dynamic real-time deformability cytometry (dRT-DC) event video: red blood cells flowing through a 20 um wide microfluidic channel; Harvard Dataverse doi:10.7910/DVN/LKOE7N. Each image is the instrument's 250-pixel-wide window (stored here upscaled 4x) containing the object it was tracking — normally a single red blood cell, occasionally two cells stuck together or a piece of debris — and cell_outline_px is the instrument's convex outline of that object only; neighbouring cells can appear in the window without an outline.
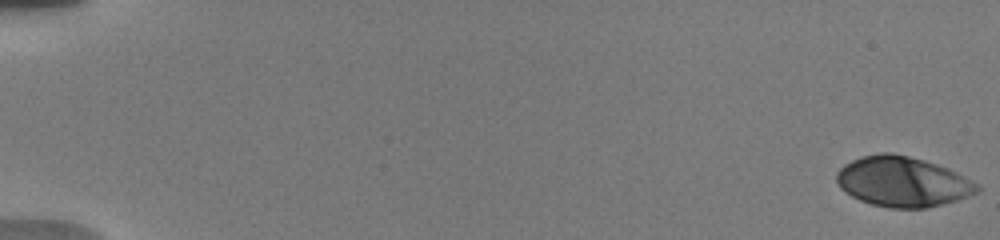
{"species": "human", "species_latin": "Homo sapiens", "temperature_condition": "warm", "stored_images_in_passage": 62, "camera_frame_rate_fps": 3000, "um_per_image_px": 0.085, "donor": {"sex": "male"}, "frame": {"image": 1, "passage_image": 1, "time_ms": 0.0, "image_size_px": [1000, 240], "cell_outline_px": [[980, 192], [956, 200], [924, 208], [888, 208], [872, 204], [860, 200], [844, 192], [840, 188], [836, 180], [836, 172], [844, 164], [860, 156], [880, 152], [892, 152], [924, 160], [948, 168], [980, 184]], "centroid_in_image_um": [76.71, 15.43], "position_along_channel_um": 8.3, "area_um2": 41.21}}
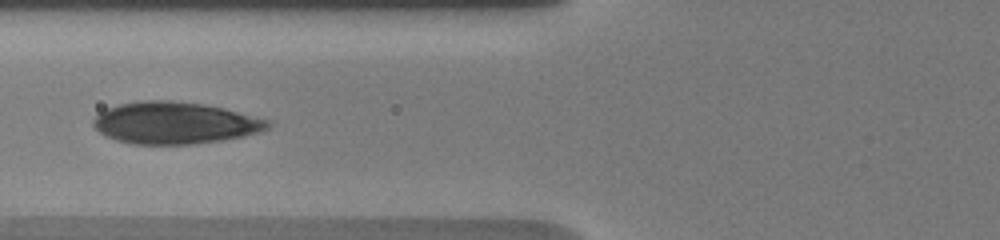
{"frame": {"image": 2, "passage_image": 19, "time_ms": 7.667, "image_size_px": [1000, 240], "cell_outline_px": [[272, 124], [268, 128], [260, 132], [244, 136], [224, 140], [196, 144], [132, 144], [116, 140], [100, 132], [92, 124], [92, 120], [104, 108], [120, 104], [140, 100], [172, 100], [204, 104], [224, 108], [272, 120]], "centroid_in_image_um": [14.89, 10.44], "position_along_channel_um": 110.9, "area_um2": 43.0}}
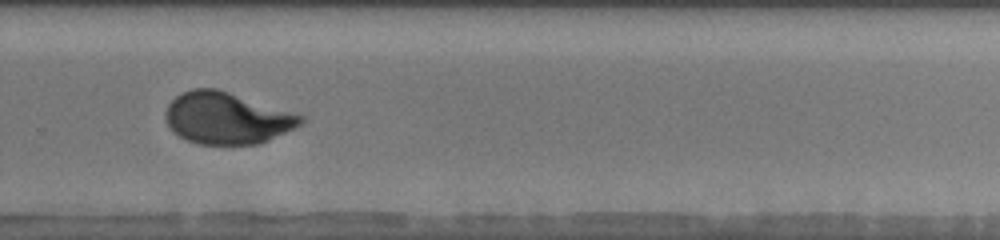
{"frame": {"image": 3, "passage_image": 32, "time_ms": 13.0, "image_size_px": [1000, 240], "cell_outline_px": [[304, 120], [300, 124], [260, 144], [200, 144], [188, 140], [180, 136], [168, 124], [164, 116], [164, 112], [168, 104], [176, 96], [192, 88], [216, 88], [304, 116]], "centroid_in_image_um": [19.24, 10.03], "position_along_channel_um": 310.6, "area_um2": 40.06}, "authors_computed_cell_mechanics": {"area_um2": 41.2114, "velocity_mm_per_s": 3.745, "shape_relaxation_time_tau1_ms": 4.103, "shape_relaxation_time_tau2_ms": null, "deformation_change_tau1": 0.187, "deformation_change_tau2": null}}